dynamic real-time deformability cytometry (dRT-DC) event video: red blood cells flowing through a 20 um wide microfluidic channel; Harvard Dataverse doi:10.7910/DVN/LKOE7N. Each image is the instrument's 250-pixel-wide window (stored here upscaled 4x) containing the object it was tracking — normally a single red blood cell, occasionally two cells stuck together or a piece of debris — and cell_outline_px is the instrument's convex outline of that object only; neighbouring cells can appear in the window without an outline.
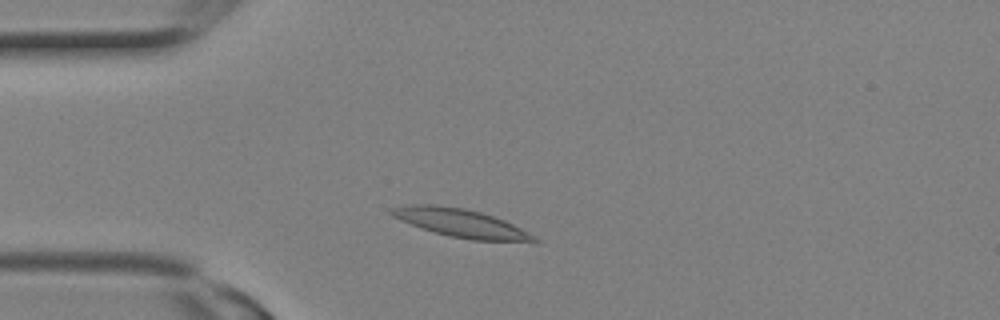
{"species": "Egyptian fruit bat (a non-hibernating species)", "species_latin": "Rousettus aegyptiacus", "temperature_condition": "room temperature", "stored_images_in_passage": 4, "camera_frame_rate_fps": 3000, "um_per_image_px": 0.085, "animal": {"sex": "female"}, "frame": {"image": 1, "passage_image": 3, "time_ms": 0.667, "image_size_px": [1000, 320], "cell_outline_px": [[540, 240], [536, 244], [472, 240], [452, 236], [436, 232], [400, 220], [392, 216], [388, 212], [388, 208], [408, 204], [436, 204], [464, 208], [480, 212], [504, 220], [536, 236]], "centroid_in_image_um": [39.26, 18.98], "position_along_channel_um": 45.7, "area_um2": 23.87}}